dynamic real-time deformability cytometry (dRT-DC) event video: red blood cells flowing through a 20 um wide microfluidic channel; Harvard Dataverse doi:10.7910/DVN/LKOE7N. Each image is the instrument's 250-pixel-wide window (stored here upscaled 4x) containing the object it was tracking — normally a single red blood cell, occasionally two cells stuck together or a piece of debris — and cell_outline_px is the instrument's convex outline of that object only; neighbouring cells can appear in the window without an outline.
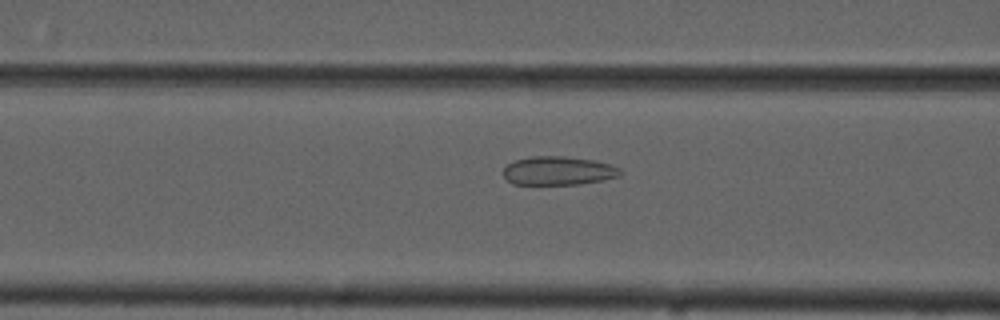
{"species": "common noctule bat (a hibernating species)", "species_latin": "Nyctalus noctula", "temperature_condition": "cold", "stored_images_in_passage": 43, "camera_frame_rate_fps": 3000, "um_per_image_px": 0.085, "animal": {"sex": "male", "forearm_length_mm": 52.5}, "frame": {"image": 1, "passage_image": 10, "time_ms": 3.0, "image_size_px": [1000, 320], "cell_outline_px": [[624, 172], [620, 176], [580, 184], [512, 184], [504, 176], [504, 168], [508, 164], [516, 160], [532, 156], [564, 156], [596, 160], [612, 164], [620, 168]], "centroid_in_image_um": [47.51, 14.5], "position_along_channel_um": 119.1, "area_um2": 19.59}}
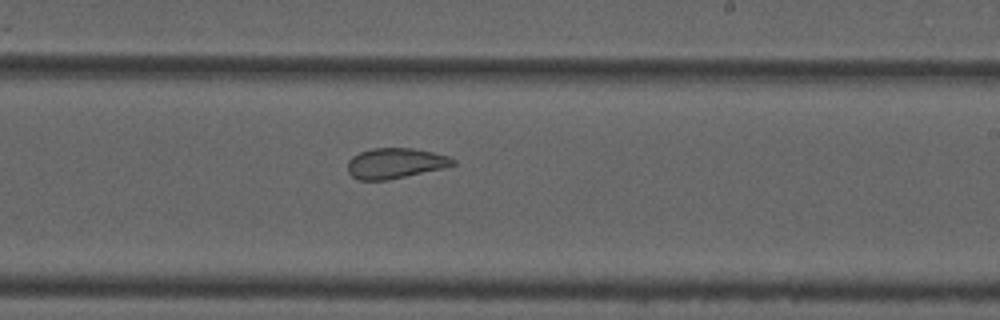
{"frame": {"image": 2, "passage_image": 21, "time_ms": 6.667, "image_size_px": [1000, 320], "cell_outline_px": [[456, 164], [444, 168], [388, 180], [356, 180], [348, 172], [348, 160], [352, 156], [360, 152], [372, 148], [412, 148], [432, 152], [448, 156], [456, 160]], "centroid_in_image_um": [33.59, 13.88], "position_along_channel_um": 255.4, "area_um2": 18.73}}
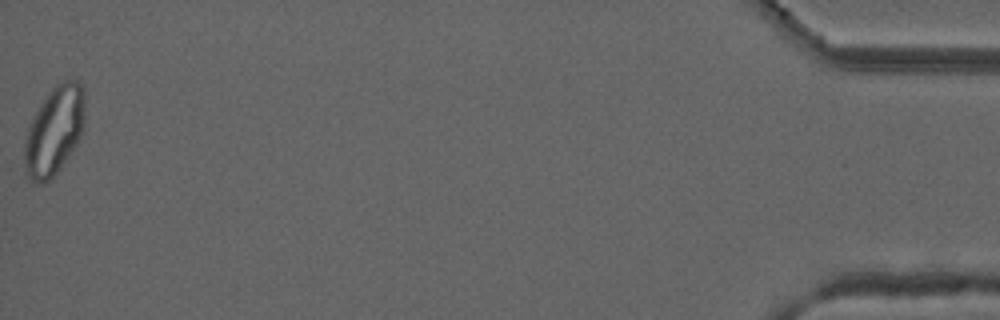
{"frame": {"image": 3, "passage_image": 43, "time_ms": 14.0, "image_size_px": [1000, 320], "cell_outline_px": [[84, 128], [76, 144], [60, 168], [44, 184], [28, 180], [24, 172], [24, 144], [28, 128], [36, 112], [48, 92], [56, 84], [64, 80], [76, 80], [84, 84]], "centroid_in_image_um": [4.61, 11.11], "position_along_channel_um": 430.6, "area_um2": 31.15}, "authors_computed_cell_mechanics": {"area_um2": 20.9236, "velocity_mm_per_s": 3.7122, "shape_relaxation_time_tau1_ms": null, "shape_relaxation_time_tau2_ms": 1.4146, "deformation_change_tau1": null, "deformation_change_tau2": 0.0645}}